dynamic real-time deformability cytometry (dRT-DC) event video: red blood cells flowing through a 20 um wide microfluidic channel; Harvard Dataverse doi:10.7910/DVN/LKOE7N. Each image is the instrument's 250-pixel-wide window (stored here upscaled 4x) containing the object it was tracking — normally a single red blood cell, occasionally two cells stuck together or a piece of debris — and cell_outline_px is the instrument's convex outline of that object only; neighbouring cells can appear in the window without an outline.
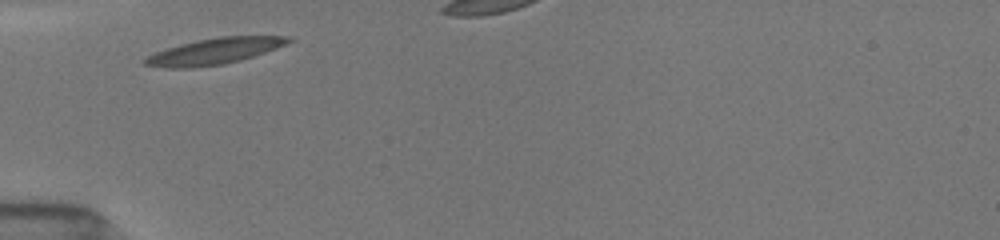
{"species": "common noctule bat (a hibernating species)", "species_latin": "Nyctalus noctula", "temperature_condition": "room temperature", "stored_images_in_passage": 6, "camera_frame_rate_fps": 3000, "um_per_image_px": 0.085, "animal": {"sex": "female", "body_mass_g": 19.5, "forearm_length_mm": 54.1}, "frame": {"image": 1, "passage_image": 1, "time_ms": 0.0, "image_size_px": [1000, 240], "cell_outline_px": [[296, 40], [276, 48], [240, 60], [224, 64], [192, 68], [168, 68], [144, 64], [140, 60], [156, 52], [180, 44], [220, 36], [292, 36]], "centroid_in_image_um": [18.25, 4.35], "position_along_channel_um": 66.7, "area_um2": 21.68}}
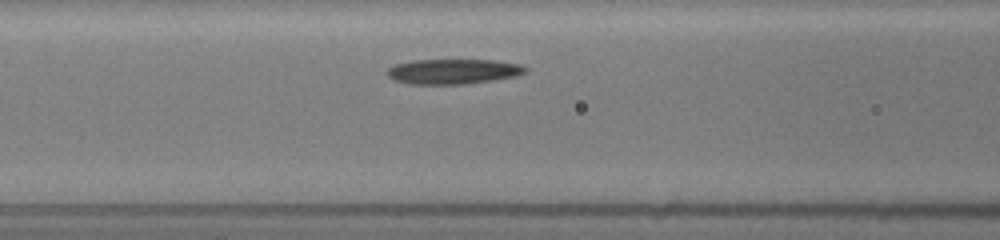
{"frame": {"image": 2, "passage_image": 3, "time_ms": 1.667, "image_size_px": [1000, 240], "cell_outline_px": [[528, 72], [516, 76], [496, 80], [464, 84], [408, 84], [392, 80], [384, 72], [388, 68], [396, 64], [412, 60], [496, 60], [520, 64], [528, 68]], "centroid_in_image_um": [38.52, 6.08], "position_along_channel_um": 128.1, "area_um2": 20.52}}
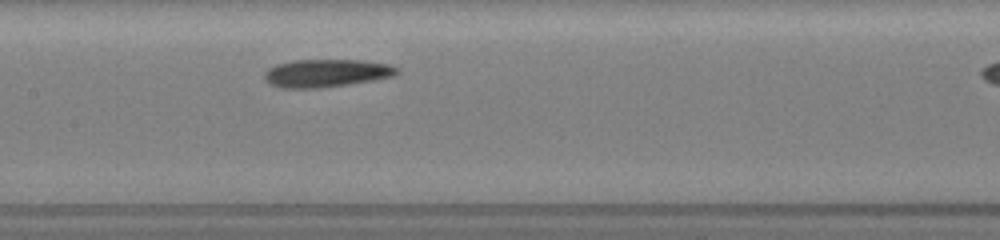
{"frame": {"image": 3, "passage_image": 5, "time_ms": 3.0, "image_size_px": [1000, 240], "cell_outline_px": [[400, 72], [392, 76], [372, 80], [348, 84], [320, 88], [280, 88], [268, 84], [264, 76], [264, 72], [268, 68], [276, 64], [292, 60], [360, 60], [388, 64], [396, 68]], "centroid_in_image_um": [27.67, 6.22], "position_along_channel_um": 179.7, "area_um2": 21.5}}